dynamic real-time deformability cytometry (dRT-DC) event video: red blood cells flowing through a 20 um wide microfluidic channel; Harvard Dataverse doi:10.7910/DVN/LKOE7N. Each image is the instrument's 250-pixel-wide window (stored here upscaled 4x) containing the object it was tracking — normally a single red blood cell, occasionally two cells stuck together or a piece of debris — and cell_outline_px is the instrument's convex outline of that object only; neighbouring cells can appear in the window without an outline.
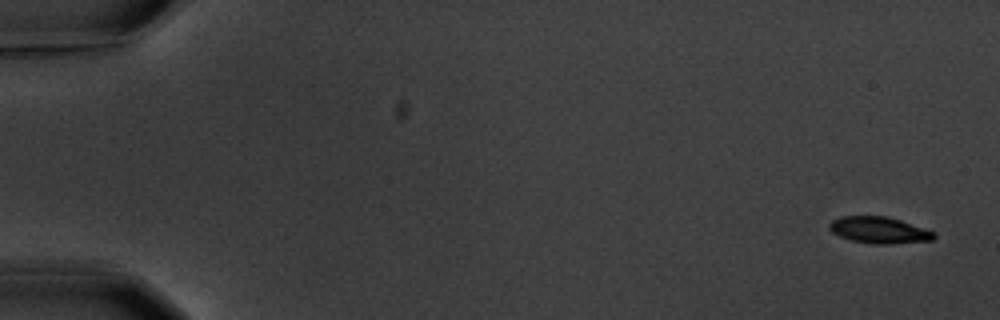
{"species": "common noctule bat (a hibernating species)", "species_latin": "Nyctalus noctula", "temperature_condition": "warm", "stored_images_in_passage": 5, "camera_frame_rate_fps": 3000, "um_per_image_px": 0.085, "animal": {"sex": "male", "body_mass_g": 20.1, "forearm_length_mm": 53.5}, "frame": {"image": 1, "passage_image": 1, "time_ms": 0.0, "image_size_px": [1000, 320], "cell_outline_px": [[936, 236], [932, 240], [888, 244], [872, 244], [852, 240], [840, 236], [832, 232], [828, 228], [828, 224], [832, 220], [840, 216], [888, 216], [936, 232]], "centroid_in_image_um": [74.71, 19.55], "position_along_channel_um": 10.3, "area_um2": 16.18}}